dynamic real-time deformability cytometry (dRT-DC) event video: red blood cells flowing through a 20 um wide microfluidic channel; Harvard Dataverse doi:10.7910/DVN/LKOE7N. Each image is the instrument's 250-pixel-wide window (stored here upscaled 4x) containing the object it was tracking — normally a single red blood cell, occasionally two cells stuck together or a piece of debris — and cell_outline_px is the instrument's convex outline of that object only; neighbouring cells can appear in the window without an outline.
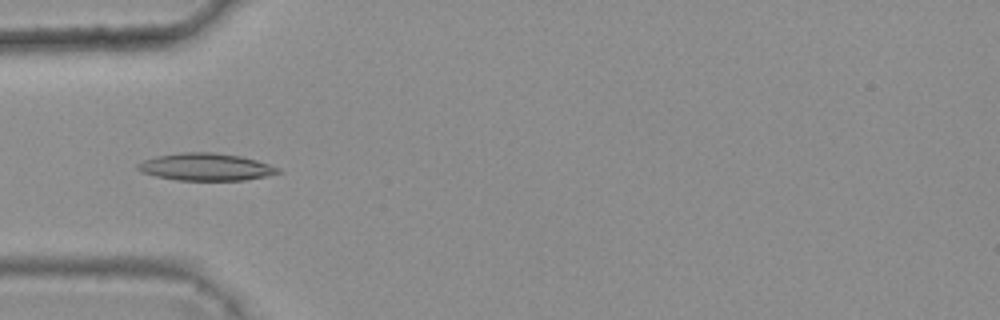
{"species": "common noctule bat (a hibernating species)", "species_latin": "Nyctalus noctula", "temperature_condition": "warm", "stored_images_in_passage": 8, "camera_frame_rate_fps": 3000, "um_per_image_px": 0.085, "animal": {"sex": "female", "body_mass_g": 25.1}, "frame": {"image": 1, "passage_image": 5, "time_ms": 1.333, "image_size_px": [1000, 320], "cell_outline_px": [[280, 172], [264, 176], [244, 180], [176, 180], [156, 176], [140, 172], [136, 168], [136, 164], [144, 160], [156, 156], [180, 152], [212, 152], [240, 156], [256, 160], [280, 168]], "centroid_in_image_um": [17.44, 14.18], "position_along_channel_um": 67.6, "area_um2": 22.25}}
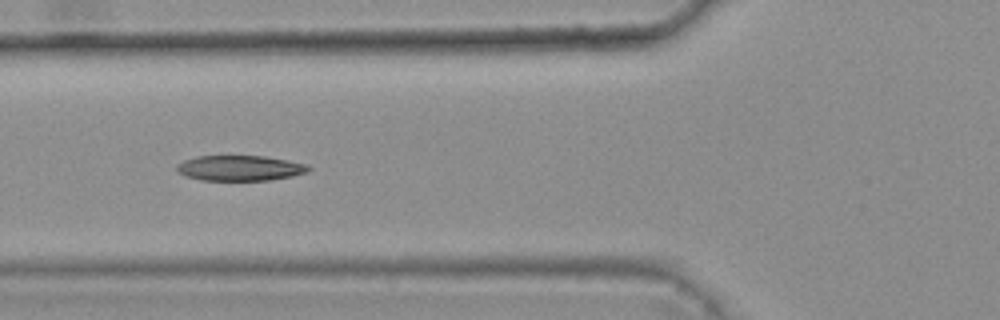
{"frame": {"image": 2, "passage_image": 6, "time_ms": 1.667, "image_size_px": [1000, 320], "cell_outline_px": [[312, 168], [308, 172], [292, 176], [268, 180], [200, 180], [184, 176], [176, 168], [176, 164], [184, 160], [196, 156], [264, 156], [288, 160], [304, 164]], "centroid_in_image_um": [20.37, 14.28], "position_along_channel_um": 105.4, "area_um2": 19.42}}
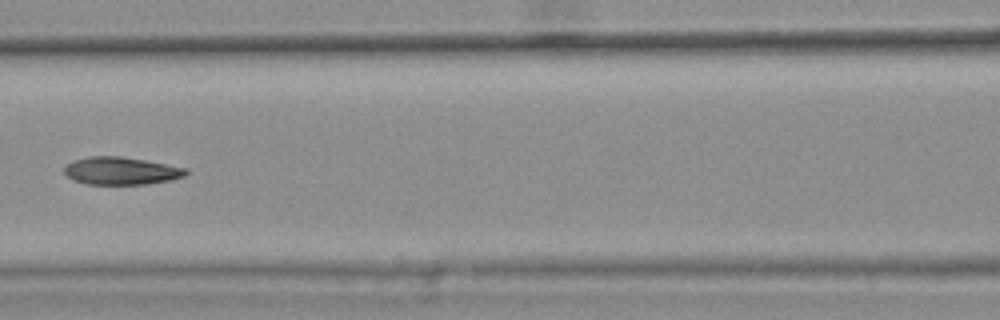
{"frame": {"image": 3, "passage_image": 7, "time_ms": 2.0, "image_size_px": [1000, 320], "cell_outline_px": [[188, 172], [184, 176], [172, 180], [148, 184], [84, 184], [72, 180], [64, 172], [64, 168], [68, 164], [76, 160], [88, 156], [120, 156], [144, 160], [188, 168]], "centroid_in_image_um": [10.31, 14.53], "position_along_channel_um": 156.3, "area_um2": 19.59}}